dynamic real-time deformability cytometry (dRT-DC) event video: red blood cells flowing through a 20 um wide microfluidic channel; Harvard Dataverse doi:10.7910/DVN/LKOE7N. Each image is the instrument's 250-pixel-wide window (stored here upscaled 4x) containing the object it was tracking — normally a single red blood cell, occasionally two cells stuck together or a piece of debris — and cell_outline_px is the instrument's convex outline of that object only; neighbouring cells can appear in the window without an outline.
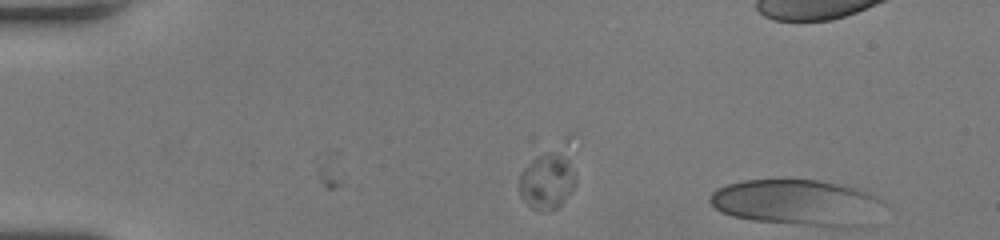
{"species": "human", "species_latin": "Homo sapiens", "temperature_condition": "room temperature", "stored_images_in_passage": 2, "segment_of_instrument_passage": [1, 2], "camera_frame_rate_fps": 3000, "um_per_image_px": 0.085, "donor": {"sex": "female"}, "frame": {"image": 1, "passage_image": 1, "time_ms": 0.0, "image_size_px": [1000, 240], "cell_outline_px": [[576, 184], [564, 200], [556, 208], [548, 212], [544, 212], [532, 208], [520, 196], [520, 172], [540, 148], [552, 152], [568, 160], [576, 176]], "centroid_in_image_um": [46.45, 15.37], "position_along_channel_um": 38.5, "area_um2": 18.55}}